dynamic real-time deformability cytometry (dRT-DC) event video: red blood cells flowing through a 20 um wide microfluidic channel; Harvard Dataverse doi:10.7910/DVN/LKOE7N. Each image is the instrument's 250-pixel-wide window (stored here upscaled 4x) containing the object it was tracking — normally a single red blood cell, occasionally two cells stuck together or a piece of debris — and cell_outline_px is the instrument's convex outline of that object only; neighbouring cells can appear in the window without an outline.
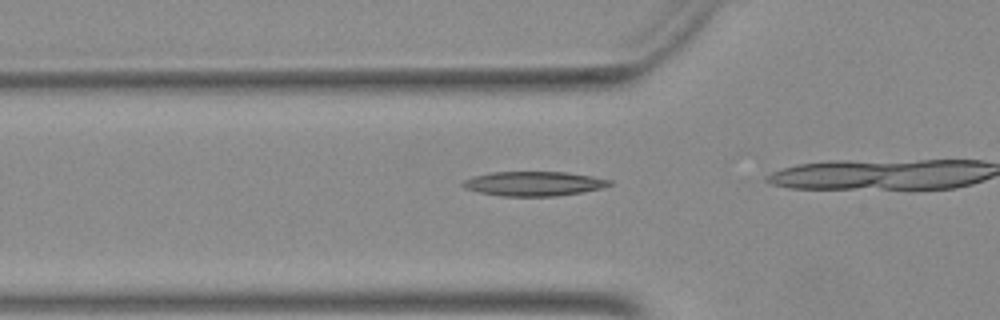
{"species": "Egyptian fruit bat (a non-hibernating species)", "species_latin": "Rousettus aegyptiacus", "temperature_condition": "warm", "stored_images_in_passage": 18, "camera_frame_rate_fps": 3000, "um_per_image_px": 0.085, "animal": {"sex": "female"}, "frame": {"image": 1, "passage_image": 13, "time_ms": 4.0, "image_size_px": [1000, 320], "cell_outline_px": [[612, 184], [600, 188], [580, 192], [556, 196], [504, 196], [480, 192], [464, 188], [460, 184], [464, 180], [472, 176], [492, 172], [568, 172], [592, 176], [612, 180]], "centroid_in_image_um": [45.35, 15.6], "position_along_channel_um": 80.4, "area_um2": 20.81}}
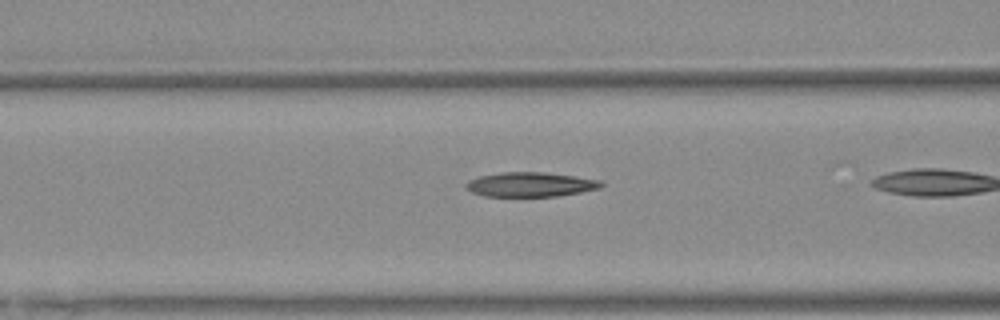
{"frame": {"image": 2, "passage_image": 16, "time_ms": 5.0, "image_size_px": [1000, 320], "cell_outline_px": [[604, 184], [600, 188], [580, 192], [556, 196], [484, 196], [472, 192], [464, 188], [464, 184], [468, 180], [480, 176], [500, 172], [544, 172], [600, 180]], "centroid_in_image_um": [45.03, 15.68], "position_along_channel_um": 121.6, "area_um2": 19.25}}